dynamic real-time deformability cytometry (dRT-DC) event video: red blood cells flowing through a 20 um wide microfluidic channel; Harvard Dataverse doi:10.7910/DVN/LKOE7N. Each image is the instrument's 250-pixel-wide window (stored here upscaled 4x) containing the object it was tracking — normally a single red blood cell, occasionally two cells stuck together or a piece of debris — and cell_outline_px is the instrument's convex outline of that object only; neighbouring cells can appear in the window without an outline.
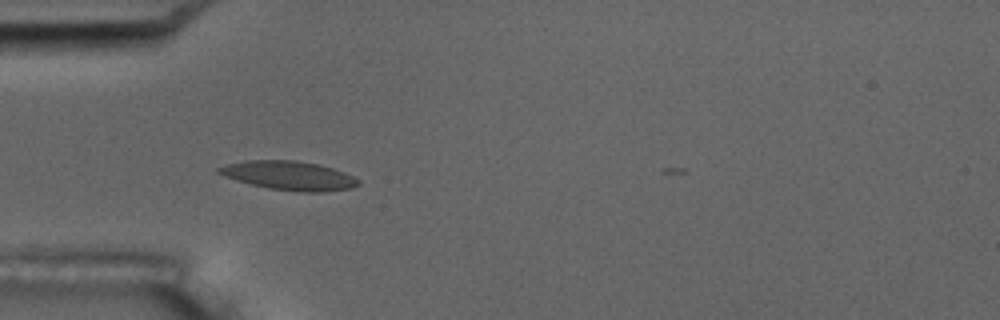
{"species": "common noctule bat (a hibernating species)", "species_latin": "Nyctalus noctula", "temperature_condition": "room temperature", "stored_images_in_passage": 8, "camera_frame_rate_fps": 3000, "um_per_image_px": 0.085, "animal": {"sex": "male", "body_mass_g": 17.5, "forearm_length_mm": 52.3}, "frame": {"image": 1, "passage_image": 6, "time_ms": 5.667, "image_size_px": [1000, 320], "cell_outline_px": [[360, 184], [352, 188], [324, 192], [304, 192], [268, 188], [252, 184], [224, 176], [216, 172], [216, 168], [228, 164], [248, 160], [296, 160], [320, 164], [344, 172], [360, 180]], "centroid_in_image_um": [24.6, 14.92], "position_along_channel_um": 60.4, "area_um2": 23.47}}